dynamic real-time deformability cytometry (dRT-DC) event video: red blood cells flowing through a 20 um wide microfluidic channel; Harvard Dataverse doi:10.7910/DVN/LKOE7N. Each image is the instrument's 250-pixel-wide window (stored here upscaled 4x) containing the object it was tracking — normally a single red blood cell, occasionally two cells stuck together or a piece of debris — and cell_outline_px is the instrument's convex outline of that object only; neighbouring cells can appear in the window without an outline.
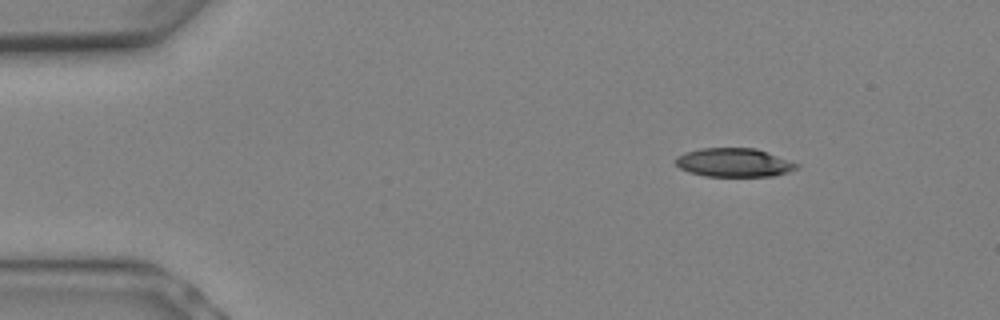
{"species": "Egyptian fruit bat (a non-hibernating species)", "species_latin": "Rousettus aegyptiacus", "temperature_condition": "warm", "stored_images_in_passage": 5, "camera_frame_rate_fps": 3000, "um_per_image_px": 0.085, "animal": {"sex": "female"}, "frame": {"image": 1, "passage_image": 1, "time_ms": 0.0, "image_size_px": [1000, 320], "cell_outline_px": [[800, 164], [796, 168], [788, 172], [776, 176], [704, 176], [688, 172], [680, 168], [672, 160], [676, 156], [684, 152], [700, 148], [756, 148]], "centroid_in_image_um": [62.34, 13.81], "position_along_channel_um": 22.7, "area_um2": 20.4}}